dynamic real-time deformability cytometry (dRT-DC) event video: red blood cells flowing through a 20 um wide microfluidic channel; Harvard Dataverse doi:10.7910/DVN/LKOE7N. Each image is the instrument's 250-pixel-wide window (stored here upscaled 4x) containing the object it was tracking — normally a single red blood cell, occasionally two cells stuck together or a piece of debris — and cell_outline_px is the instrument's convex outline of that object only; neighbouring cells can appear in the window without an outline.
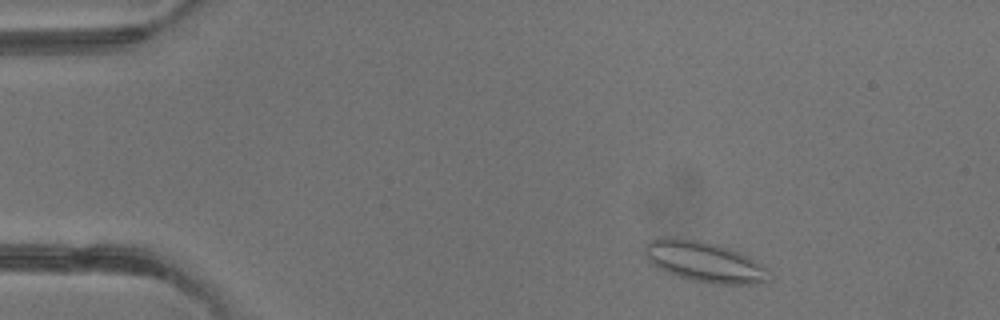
{"species": "common noctule bat (a hibernating species)", "species_latin": "Nyctalus noctula", "temperature_condition": "warm", "stored_images_in_passage": 3, "camera_frame_rate_fps": 3000, "um_per_image_px": 0.085, "animal": {"sex": "male", "body_mass_g": 13.3}, "frame": {"image": 1, "passage_image": 1, "time_ms": 0.0, "image_size_px": [1000, 320], "cell_outline_px": [[768, 280], [756, 284], [716, 284], [692, 280], [656, 268], [648, 260], [644, 252], [644, 248], [648, 240], [660, 236], [676, 236], [716, 244], [740, 252], [768, 268]], "centroid_in_image_um": [59.82, 22.22], "position_along_channel_um": 25.2, "area_um2": 29.42}}